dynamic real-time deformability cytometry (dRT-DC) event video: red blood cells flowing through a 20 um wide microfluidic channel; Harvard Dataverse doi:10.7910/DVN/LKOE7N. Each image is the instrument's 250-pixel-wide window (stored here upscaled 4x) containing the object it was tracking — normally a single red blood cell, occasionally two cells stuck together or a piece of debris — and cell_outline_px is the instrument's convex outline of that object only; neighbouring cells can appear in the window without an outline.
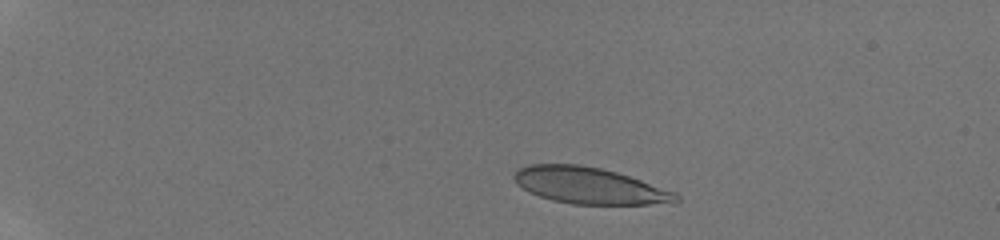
{"species": "human", "species_latin": "Homo sapiens", "temperature_condition": "room temperature", "stored_images_in_passage": 42, "camera_frame_rate_fps": 3000, "um_per_image_px": 0.085, "donor": {"sex": "male"}, "frame": {"image": 1, "passage_image": 6, "time_ms": 1.667, "image_size_px": [1000, 240], "cell_outline_px": [[680, 200], [648, 204], [572, 204], [552, 200], [528, 192], [516, 184], [512, 176], [516, 168], [528, 164], [580, 164], [600, 168], [616, 172], [676, 192], [680, 196]], "centroid_in_image_um": [50.01, 15.76], "position_along_channel_um": 35.0, "area_um2": 34.28}}
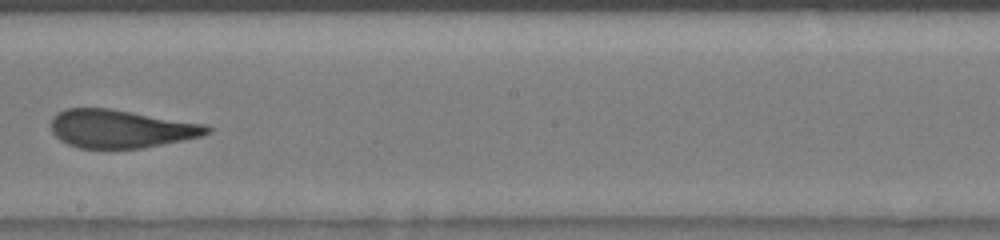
{"frame": {"image": 2, "passage_image": 25, "time_ms": 9.0, "image_size_px": [1000, 240], "cell_outline_px": [[212, 132], [204, 136], [144, 148], [80, 148], [68, 144], [60, 140], [52, 132], [52, 116], [56, 112], [64, 108], [108, 108], [208, 124], [212, 128]], "centroid_in_image_um": [10.31, 10.94], "position_along_channel_um": 237.9, "area_um2": 35.03}}
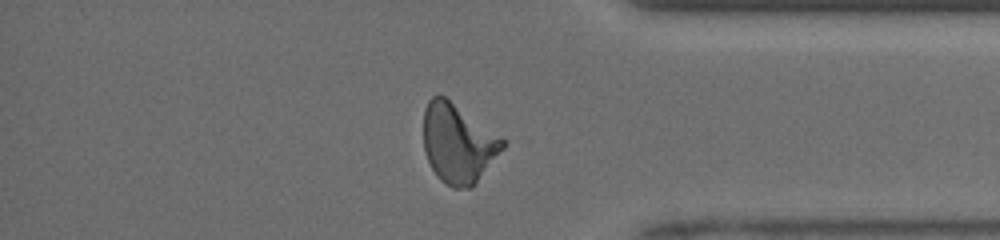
{"frame": {"image": 3, "passage_image": 36, "time_ms": 13.0, "image_size_px": [1000, 240], "cell_outline_px": [[508, 140], [504, 148], [472, 188], [452, 188], [440, 180], [436, 176], [424, 152], [424, 108], [428, 100], [432, 96], [444, 96], [504, 136]], "centroid_in_image_um": [38.97, 12.18], "position_along_channel_um": 396.2, "area_um2": 37.05}, "authors_computed_cell_mechanics": {"area_um2": 35.5181, "velocity_mm_per_s": 4.1587, "shape_relaxation_time_tau1_ms": 9.1428, "shape_relaxation_time_tau2_ms": 0.9643, "deformation_change_tau1": 0.2577, "deformation_change_tau2": 0.0713}}